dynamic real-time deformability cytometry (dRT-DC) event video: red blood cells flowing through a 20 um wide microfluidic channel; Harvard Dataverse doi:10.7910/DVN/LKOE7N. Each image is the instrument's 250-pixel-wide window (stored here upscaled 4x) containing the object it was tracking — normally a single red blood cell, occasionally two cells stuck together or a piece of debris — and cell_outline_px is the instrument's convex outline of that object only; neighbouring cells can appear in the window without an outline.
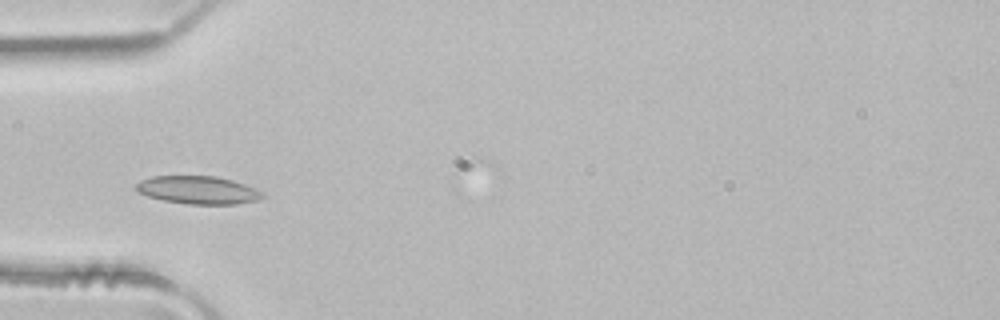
{"species": "common noctule bat (a hibernating species)", "species_latin": "Nyctalus noctula", "temperature_condition": "room temperature", "stored_images_in_passage": 1, "camera_frame_rate_fps": 3000, "um_per_image_px": 0.085, "animal": {"sex": "male", "body_mass_g": 21.5, "forearm_length_mm": 52.0}, "frame": {"image": 1, "passage_image": 1, "time_ms": 0.0, "image_size_px": [1000, 320], "cell_outline_px": [[264, 196], [256, 200], [236, 204], [188, 204], [164, 200], [148, 196], [132, 188], [140, 180], [152, 176], [216, 176], [232, 180], [244, 184], [264, 192]], "centroid_in_image_um": [16.81, 16.14], "position_along_channel_um": 68.2, "area_um2": 20.52}}